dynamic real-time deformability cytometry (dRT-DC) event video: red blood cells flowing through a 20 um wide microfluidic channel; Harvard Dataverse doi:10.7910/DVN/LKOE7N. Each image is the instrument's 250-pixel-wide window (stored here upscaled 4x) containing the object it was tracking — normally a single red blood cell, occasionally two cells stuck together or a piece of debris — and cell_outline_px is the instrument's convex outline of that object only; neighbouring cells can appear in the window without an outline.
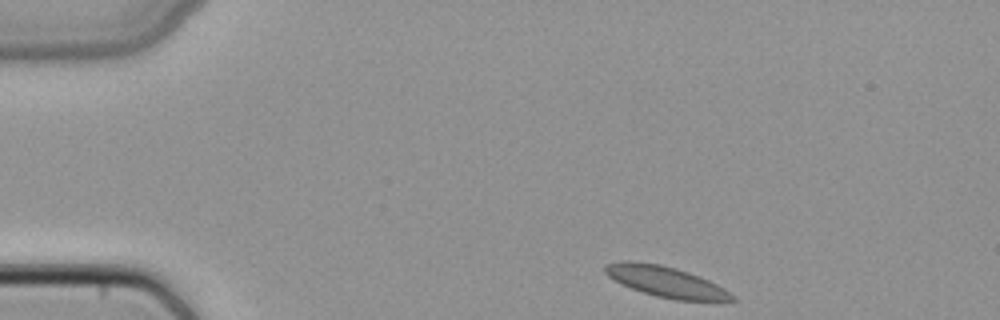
{"species": "common noctule bat (a hibernating species)", "species_latin": "Nyctalus noctula", "temperature_condition": "cold", "stored_images_in_passage": 3, "camera_frame_rate_fps": 3000, "um_per_image_px": 0.085, "animal": {"sex": "female", "body_mass_g": 22.7, "forearm_length_mm": 54.2}, "frame": {"image": 1, "passage_image": 1, "time_ms": 0.0, "image_size_px": [1000, 320], "cell_outline_px": [[736, 300], [676, 300], [656, 296], [620, 284], [608, 276], [604, 272], [604, 264], [620, 260], [636, 260], [660, 264], [676, 268], [700, 276], [724, 288], [736, 296]], "centroid_in_image_um": [56.54, 23.91], "position_along_channel_um": 28.5, "area_um2": 22.83}}
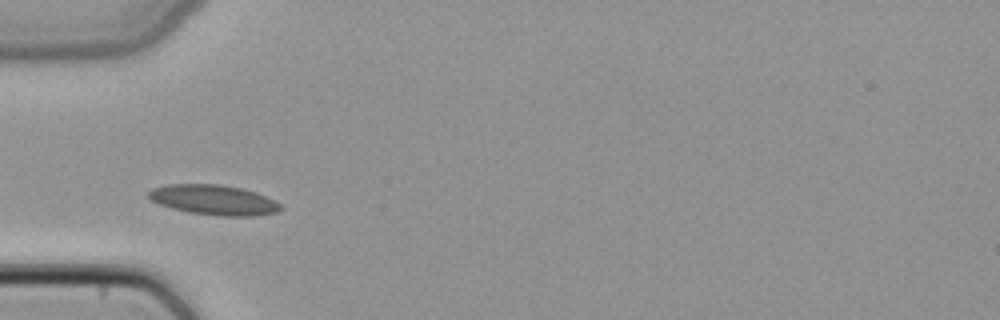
{"frame": {"image": 2, "passage_image": 3, "time_ms": 0.667, "image_size_px": [1000, 320], "cell_outline_px": [[284, 208], [276, 212], [256, 216], [220, 216], [188, 212], [172, 208], [160, 204], [152, 200], [148, 196], [148, 192], [152, 188], [168, 184], [220, 184], [240, 188], [256, 192], [280, 204]], "centroid_in_image_um": [18.17, 16.99], "position_along_channel_um": 66.8, "area_um2": 23.0}}